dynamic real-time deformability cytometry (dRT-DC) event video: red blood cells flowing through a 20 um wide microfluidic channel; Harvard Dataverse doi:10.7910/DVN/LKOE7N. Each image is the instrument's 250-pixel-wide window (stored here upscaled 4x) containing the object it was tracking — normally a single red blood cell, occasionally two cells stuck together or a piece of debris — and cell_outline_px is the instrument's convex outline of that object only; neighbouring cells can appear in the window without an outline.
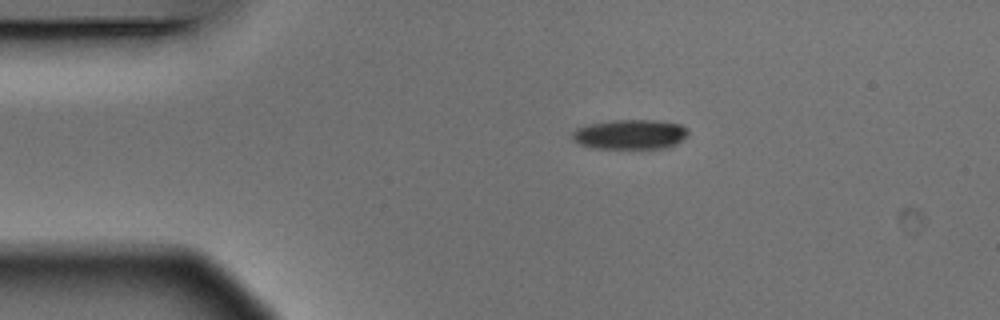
{"species": "Egyptian fruit bat (a non-hibernating species)", "species_latin": "Rousettus aegyptiacus", "temperature_condition": "warm", "stored_images_in_passage": 3, "camera_frame_rate_fps": 3000, "um_per_image_px": 0.085, "animal": {"sex": "male"}, "frame": {"image": 1, "passage_image": 1, "time_ms": 0.0, "image_size_px": [1000, 320], "cell_outline_px": [[688, 136], [676, 144], [664, 148], [596, 148], [580, 144], [572, 140], [572, 132], [576, 128], [588, 124], [608, 120], [656, 120], [680, 124], [688, 128]], "centroid_in_image_um": [53.56, 11.41], "position_along_channel_um": 31.4, "area_um2": 20.23}}
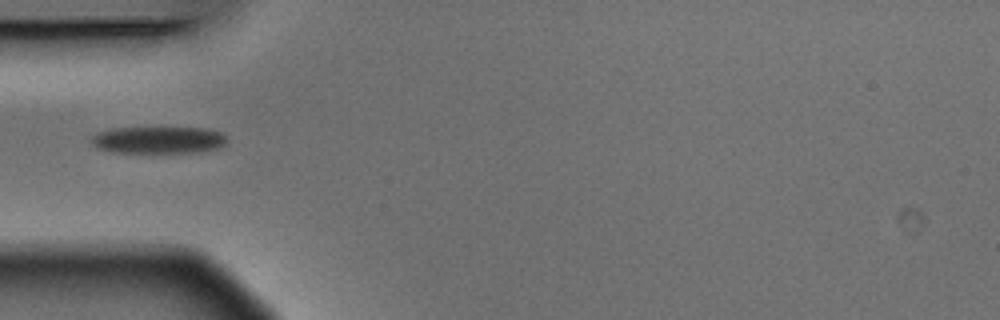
{"frame": {"image": 2, "passage_image": 3, "time_ms": 0.667, "image_size_px": [1000, 320], "cell_outline_px": [[228, 140], [220, 148], [204, 152], [112, 152], [96, 148], [92, 144], [92, 136], [100, 132], [112, 128], [204, 128], [220, 132]], "centroid_in_image_um": [13.49, 11.9], "position_along_channel_um": 71.5, "area_um2": 21.27}}